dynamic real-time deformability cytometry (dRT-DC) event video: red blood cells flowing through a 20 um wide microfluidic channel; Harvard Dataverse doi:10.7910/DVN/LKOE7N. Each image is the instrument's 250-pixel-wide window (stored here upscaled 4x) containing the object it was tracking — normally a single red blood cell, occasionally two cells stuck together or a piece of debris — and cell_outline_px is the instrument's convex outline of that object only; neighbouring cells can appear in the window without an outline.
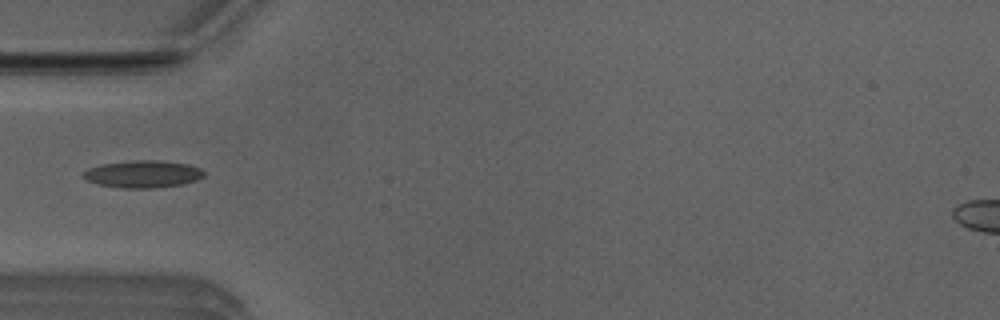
{"species": "Egyptian fruit bat (a non-hibernating species)", "species_latin": "Rousettus aegyptiacus", "temperature_condition": "room temperature", "stored_images_in_passage": 3, "camera_frame_rate_fps": 3000, "um_per_image_px": 0.085, "animal": {"sex": "male"}, "frame": {"image": 1, "passage_image": 3, "time_ms": 0.667, "image_size_px": [1000, 320], "cell_outline_px": [[204, 176], [196, 180], [184, 184], [152, 188], [120, 188], [96, 184], [80, 176], [88, 168], [100, 164], [136, 160], [156, 160], [188, 164], [200, 168], [204, 172]], "centroid_in_image_um": [12.12, 14.8], "position_along_channel_um": 72.9, "area_um2": 19.25}}